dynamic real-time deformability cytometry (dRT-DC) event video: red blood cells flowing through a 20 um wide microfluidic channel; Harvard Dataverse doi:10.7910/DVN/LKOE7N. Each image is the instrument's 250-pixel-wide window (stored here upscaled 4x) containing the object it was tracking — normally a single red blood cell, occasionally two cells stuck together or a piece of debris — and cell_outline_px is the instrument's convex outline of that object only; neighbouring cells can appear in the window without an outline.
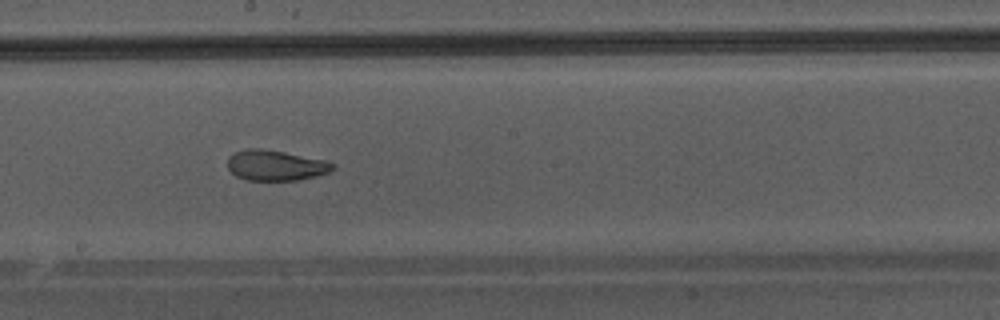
{"species": "Egyptian fruit bat (a non-hibernating species)", "species_latin": "Rousettus aegyptiacus", "temperature_condition": "warm", "stored_images_in_passage": 48, "camera_frame_rate_fps": 3000, "um_per_image_px": 0.085, "animal": {"sex": "male"}, "frame": {"image": 1, "passage_image": 28, "time_ms": 9.0, "image_size_px": [1000, 320], "cell_outline_px": [[336, 168], [332, 172], [300, 180], [248, 180], [236, 176], [228, 168], [228, 156], [236, 152], [248, 148], [260, 148], [284, 152], [324, 160], [332, 164]], "centroid_in_image_um": [23.44, 14.06], "position_along_channel_um": 224.8, "area_um2": 18.61}}